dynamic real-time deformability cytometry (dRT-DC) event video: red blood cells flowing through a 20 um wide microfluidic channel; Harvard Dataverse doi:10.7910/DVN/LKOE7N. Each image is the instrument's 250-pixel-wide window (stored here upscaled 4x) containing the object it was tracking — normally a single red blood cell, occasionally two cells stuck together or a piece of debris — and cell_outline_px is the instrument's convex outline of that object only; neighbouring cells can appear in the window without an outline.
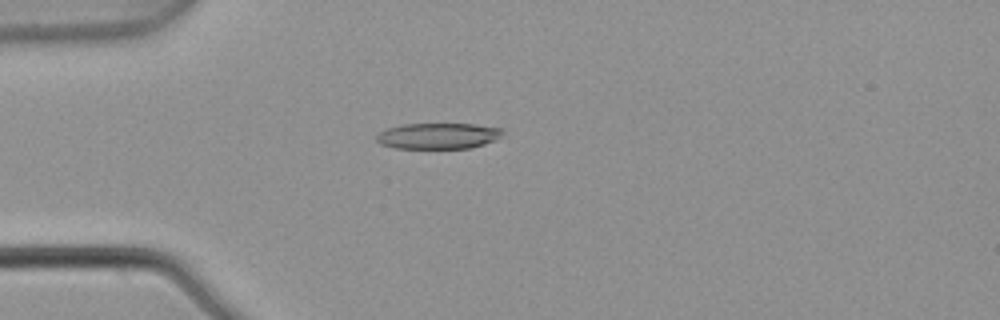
{"species": "common noctule bat (a hibernating species)", "species_latin": "Nyctalus noctula", "temperature_condition": "warm", "stored_images_in_passage": 5, "camera_frame_rate_fps": 3000, "um_per_image_px": 0.085, "animal": {"sex": "male", "body_mass_g": 21.5, "forearm_length_mm": 52.0}, "frame": {"image": 1, "passage_image": 4, "time_ms": 1.0, "image_size_px": [1000, 320], "cell_outline_px": [[504, 132], [496, 140], [484, 144], [468, 148], [396, 148], [380, 144], [376, 140], [376, 136], [380, 132], [388, 128], [404, 124], [472, 124], [500, 128]], "centroid_in_image_um": [37.23, 11.55], "position_along_channel_um": 47.8, "area_um2": 18.9}}